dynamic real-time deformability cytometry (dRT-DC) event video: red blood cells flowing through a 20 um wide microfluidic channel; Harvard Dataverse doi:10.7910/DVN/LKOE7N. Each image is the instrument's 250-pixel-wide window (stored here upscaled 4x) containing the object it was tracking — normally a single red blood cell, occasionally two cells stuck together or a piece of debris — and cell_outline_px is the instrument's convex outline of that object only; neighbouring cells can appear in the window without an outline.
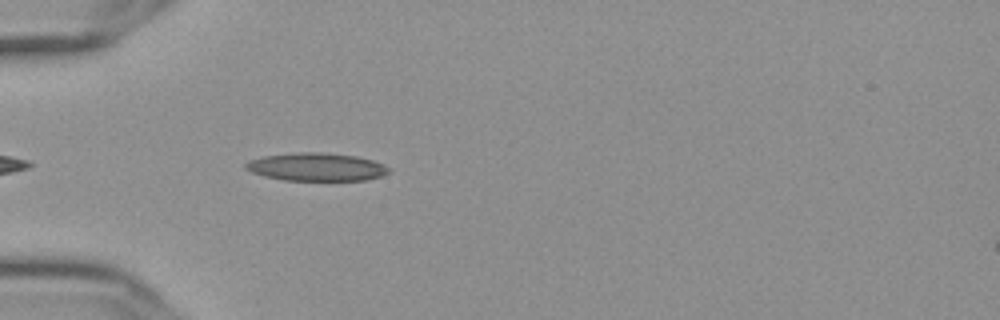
{"species": "Egyptian fruit bat (a non-hibernating species)", "species_latin": "Rousettus aegyptiacus", "temperature_condition": "cold", "stored_images_in_passage": 42, "camera_frame_rate_fps": 3000, "um_per_image_px": 0.085, "frame": {"image": 1, "passage_image": 4, "time_ms": 1.0, "image_size_px": [1000, 320], "cell_outline_px": [[392, 172], [368, 180], [284, 180], [264, 176], [252, 172], [244, 168], [244, 164], [248, 160], [264, 156], [296, 152], [324, 152], [356, 156], [372, 160], [384, 164]], "centroid_in_image_um": [26.89, 14.18], "position_along_channel_um": 58.1, "area_um2": 23.47}}
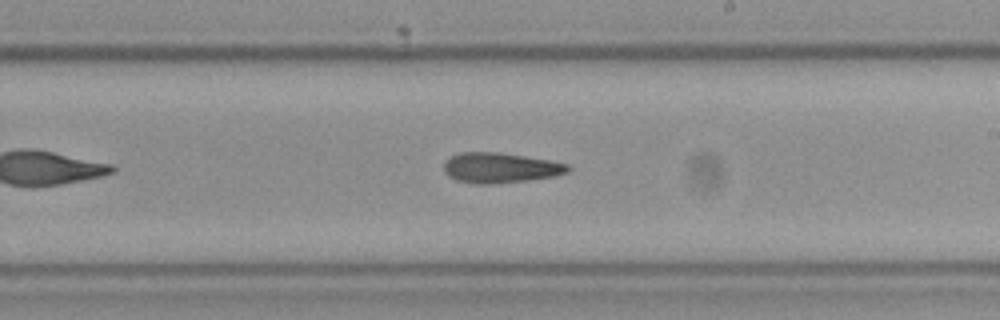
{"frame": {"image": 2, "passage_image": 20, "time_ms": 6.333, "image_size_px": [1000, 320], "cell_outline_px": [[572, 168], [568, 172], [556, 176], [528, 180], [488, 184], [476, 184], [456, 180], [448, 176], [444, 172], [444, 164], [452, 156], [460, 152], [500, 152], [548, 160], [568, 164]], "centroid_in_image_um": [42.53, 14.26], "position_along_channel_um": 246.5, "area_um2": 21.79}}
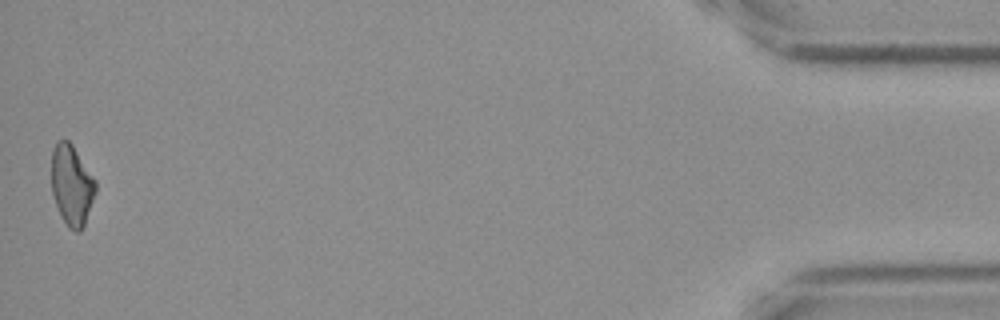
{"frame": {"image": 3, "passage_image": 42, "time_ms": 13.667, "image_size_px": [1000, 320], "cell_outline_px": [[96, 192], [84, 224], [80, 232], [76, 232], [68, 228], [56, 204], [52, 192], [52, 152], [56, 140], [68, 140], [72, 144], [96, 180]], "centroid_in_image_um": [6.1, 15.72], "position_along_channel_um": 429.1, "area_um2": 20.52}, "authors_computed_cell_mechanics": {"area_um2": 21.675, "velocity_mm_per_s": 3.6572, "shape_relaxation_time_tau1_ms": 11.0508, "shape_relaxation_time_tau2_ms": null, "deformation_change_tau1": 0.2222, "deformation_change_tau2": null}}